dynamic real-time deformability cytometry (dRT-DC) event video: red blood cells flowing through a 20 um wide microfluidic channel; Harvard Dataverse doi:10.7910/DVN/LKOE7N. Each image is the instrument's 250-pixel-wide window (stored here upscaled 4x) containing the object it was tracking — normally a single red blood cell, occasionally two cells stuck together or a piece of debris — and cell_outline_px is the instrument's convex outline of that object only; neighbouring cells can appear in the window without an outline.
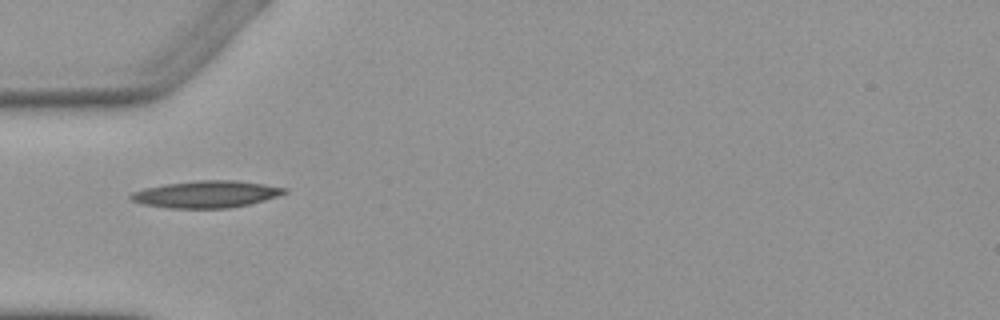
{"species": "Egyptian fruit bat (a non-hibernating species)", "species_latin": "Rousettus aegyptiacus", "temperature_condition": "warm", "stored_images_in_passage": 2, "camera_frame_rate_fps": 3000, "um_per_image_px": 0.085, "animal": {"sex": "female"}, "frame": {"image": 1, "passage_image": 1, "time_ms": 0.0, "image_size_px": [1000, 320], "cell_outline_px": [[288, 192], [264, 200], [248, 204], [228, 208], [168, 208], [140, 204], [132, 200], [128, 196], [132, 192], [144, 188], [164, 184], [196, 180], [236, 180], [264, 184], [288, 188]], "centroid_in_image_um": [17.5, 16.5], "position_along_channel_um": 67.5, "area_um2": 24.22}}